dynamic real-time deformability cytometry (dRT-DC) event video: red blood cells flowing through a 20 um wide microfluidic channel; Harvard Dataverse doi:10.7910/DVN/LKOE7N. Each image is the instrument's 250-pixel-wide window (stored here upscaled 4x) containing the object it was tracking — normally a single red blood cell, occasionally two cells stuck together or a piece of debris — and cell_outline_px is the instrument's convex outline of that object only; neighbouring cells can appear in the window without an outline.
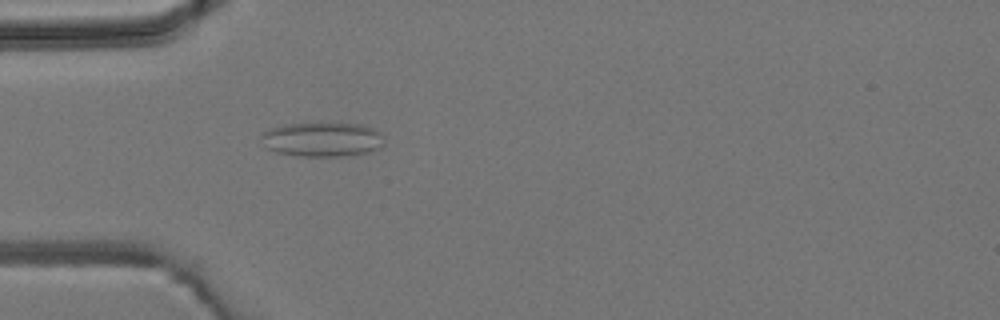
{"species": "common noctule bat (a hibernating species)", "species_latin": "Nyctalus noctula", "temperature_condition": "room temperature", "stored_images_in_passage": 4, "camera_frame_rate_fps": 3000, "um_per_image_px": 0.085, "animal": {"sex": "male", "body_mass_g": 19.2, "forearm_length_mm": 51.8}, "frame": {"image": 1, "passage_image": 4, "time_ms": 4.0, "image_size_px": [1000, 320], "cell_outline_px": [[384, 144], [380, 148], [368, 152], [340, 156], [296, 156], [276, 152], [264, 148], [260, 136], [268, 128], [284, 124], [360, 124], [372, 128], [380, 132], [384, 136]], "centroid_in_image_um": [27.36, 11.86], "position_along_channel_um": 57.6, "area_um2": 24.74}}